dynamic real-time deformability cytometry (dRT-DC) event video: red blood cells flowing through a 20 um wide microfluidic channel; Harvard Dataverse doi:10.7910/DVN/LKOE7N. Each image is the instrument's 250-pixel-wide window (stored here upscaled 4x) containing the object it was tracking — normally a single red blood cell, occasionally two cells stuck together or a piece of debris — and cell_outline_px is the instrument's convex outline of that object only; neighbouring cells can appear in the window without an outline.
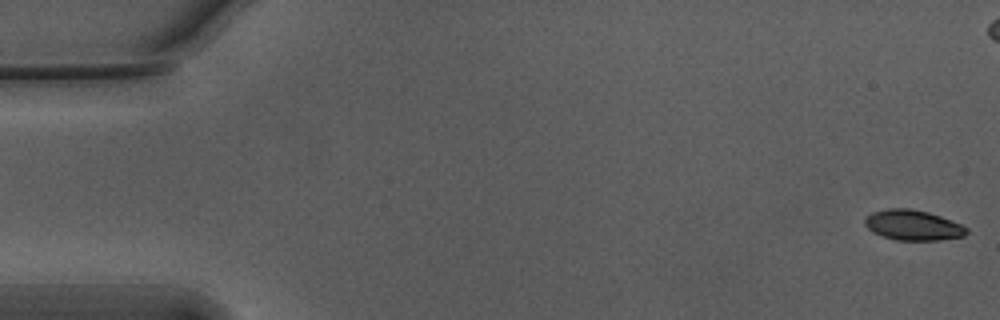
{"species": "Egyptian fruit bat (a non-hibernating species)", "species_latin": "Rousettus aegyptiacus", "temperature_condition": "warm", "stored_images_in_passage": 56, "camera_frame_rate_fps": 3000, "um_per_image_px": 0.085, "animal": {"sex": "male"}, "frame": {"image": 1, "passage_image": 1, "time_ms": 0.0, "image_size_px": [1000, 320], "cell_outline_px": [[968, 232], [964, 236], [940, 240], [896, 240], [872, 232], [864, 224], [864, 220], [872, 212], [888, 208], [908, 208], [928, 212], [940, 216], [960, 224], [968, 228]], "centroid_in_image_um": [77.6, 19.14], "position_along_channel_um": 7.4, "area_um2": 17.86}}
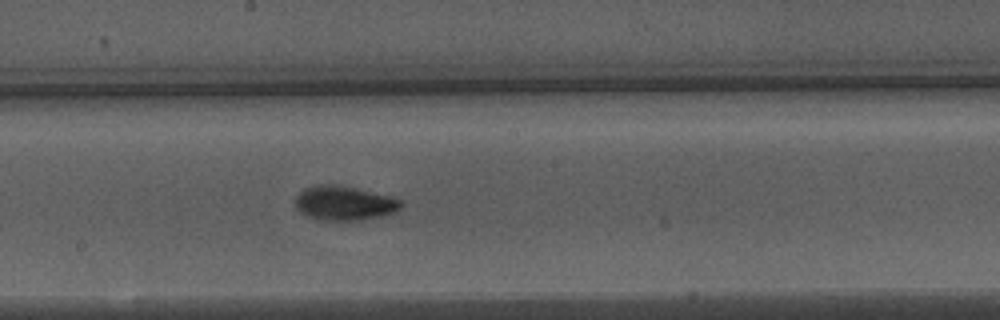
{"frame": {"image": 2, "passage_image": 30, "time_ms": 9.667, "image_size_px": [1000, 320], "cell_outline_px": [[404, 204], [400, 208], [392, 212], [380, 216], [360, 220], [324, 220], [308, 216], [300, 212], [296, 208], [296, 196], [304, 188], [316, 184], [332, 184], [352, 188], [388, 196], [400, 200]], "centroid_in_image_um": [29.21, 17.27], "position_along_channel_um": 219.0, "area_um2": 20.69}}
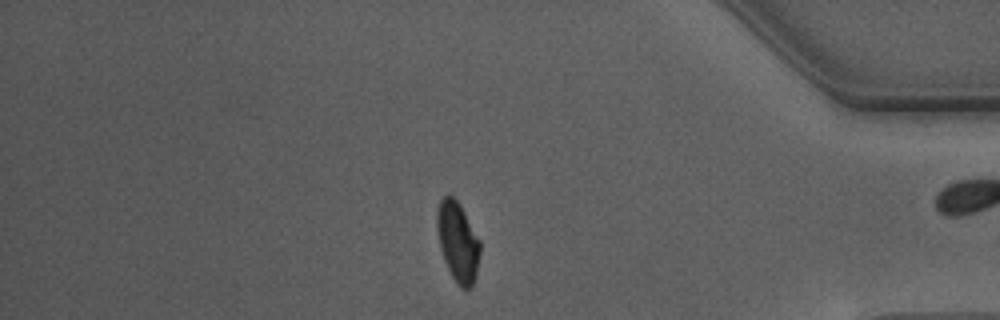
{"frame": {"image": 3, "passage_image": 47, "time_ms": 15.333, "image_size_px": [1000, 320], "cell_outline_px": [[480, 252], [476, 272], [472, 288], [460, 288], [456, 284], [444, 260], [440, 248], [436, 228], [436, 212], [440, 200], [444, 196], [452, 196], [460, 204], [480, 240]], "centroid_in_image_um": [38.9, 20.55], "position_along_channel_um": 396.3, "area_um2": 20.06}, "authors_computed_cell_mechanics": {"area_um2": 19.5942, "velocity_mm_per_s": 3.7475, "shape_relaxation_time_tau1_ms": 3.1771, "shape_relaxation_time_tau2_ms": 2.0879, "deformation_change_tau1": 0.148, "deformation_change_tau2": 0.0647}}